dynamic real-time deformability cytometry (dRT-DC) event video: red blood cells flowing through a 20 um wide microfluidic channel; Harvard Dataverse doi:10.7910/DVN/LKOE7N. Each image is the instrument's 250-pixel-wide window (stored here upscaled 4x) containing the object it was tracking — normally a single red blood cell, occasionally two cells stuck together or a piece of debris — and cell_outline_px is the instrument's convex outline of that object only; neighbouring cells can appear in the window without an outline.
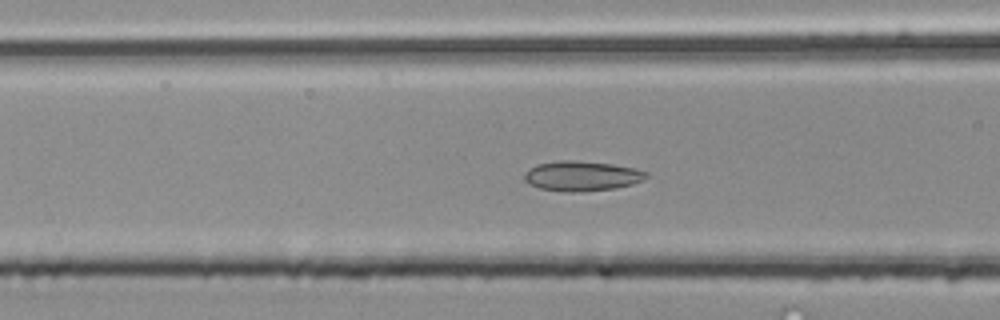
{"species": "common noctule bat (a hibernating species)", "species_latin": "Nyctalus noctula", "temperature_condition": "room temperature", "stored_images_in_passage": 53, "camera_frame_rate_fps": 3000, "um_per_image_px": 0.085, "animal": {"sex": "male", "body_mass_g": 20.4}, "frame": {"image": 1, "passage_image": 21, "time_ms": 6.667, "image_size_px": [1000, 320], "cell_outline_px": [[648, 176], [644, 180], [632, 184], [616, 188], [580, 192], [564, 192], [540, 188], [528, 184], [524, 180], [524, 172], [528, 168], [536, 164], [560, 160], [576, 160], [612, 164], [632, 168], [648, 172]], "centroid_in_image_um": [49.42, 14.96], "position_along_channel_um": 117.2, "area_um2": 21.5}}
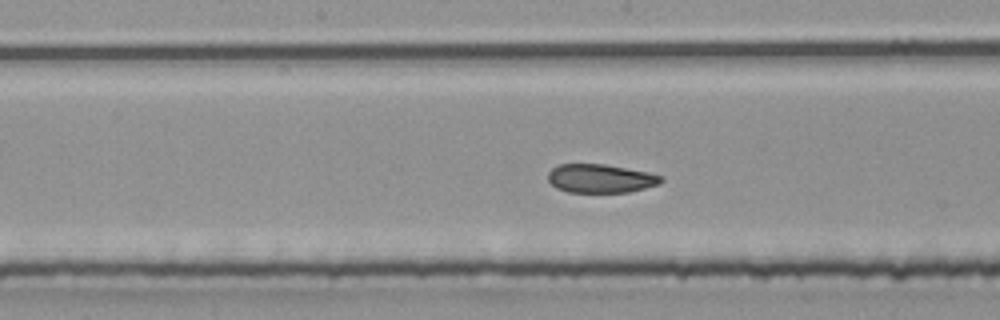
{"frame": {"image": 2, "passage_image": 27, "time_ms": 8.667, "image_size_px": [1000, 320], "cell_outline_px": [[664, 180], [660, 184], [628, 192], [568, 192], [556, 188], [548, 180], [548, 172], [552, 168], [560, 164], [604, 164], [648, 172], [664, 176]], "centroid_in_image_um": [51.06, 15.17], "position_along_channel_um": 197.1, "area_um2": 18.9}}
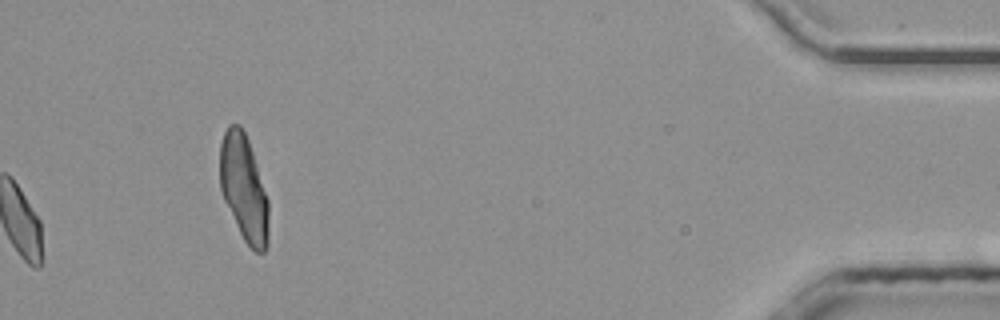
{"frame": {"image": 3, "passage_image": 53, "time_ms": 17.333, "image_size_px": [1000, 320], "cell_outline_px": [[268, 248], [264, 252], [256, 252], [244, 240], [224, 200], [220, 188], [220, 144], [224, 132], [228, 124], [240, 124], [248, 140], [268, 200]], "centroid_in_image_um": [20.72, 15.99], "position_along_channel_um": 414.5, "area_um2": 29.88}, "authors_computed_cell_mechanics": {"area_um2": 20.1144, "velocity_mm_per_s": 3.9977, "shape_relaxation_time_tau1_ms": null, "shape_relaxation_time_tau2_ms": 1.3266, "deformation_change_tau1": null, "deformation_change_tau2": 0.0706}}